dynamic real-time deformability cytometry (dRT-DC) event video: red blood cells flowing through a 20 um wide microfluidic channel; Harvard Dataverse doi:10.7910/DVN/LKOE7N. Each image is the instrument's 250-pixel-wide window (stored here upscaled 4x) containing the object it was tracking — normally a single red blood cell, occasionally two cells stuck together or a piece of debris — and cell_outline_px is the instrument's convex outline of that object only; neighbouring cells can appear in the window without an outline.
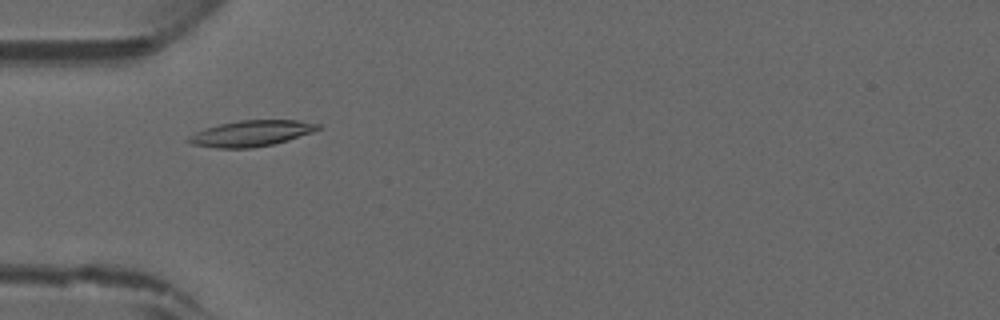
{"species": "common noctule bat (a hibernating species)", "species_latin": "Nyctalus noctula", "temperature_condition": "warm", "stored_images_in_passage": 43, "camera_frame_rate_fps": 3000, "um_per_image_px": 0.085, "animal": {"sex": "male", "forearm_length_mm": 52.5}, "frame": {"image": 1, "passage_image": 12, "time_ms": 3.667, "image_size_px": [1000, 320], "cell_outline_px": [[320, 128], [312, 132], [288, 140], [272, 144], [252, 148], [216, 148], [192, 144], [184, 140], [188, 136], [204, 128], [220, 124], [240, 120], [300, 120], [320, 124]], "centroid_in_image_um": [21.33, 11.34], "position_along_channel_um": 63.7, "area_um2": 19.54}}
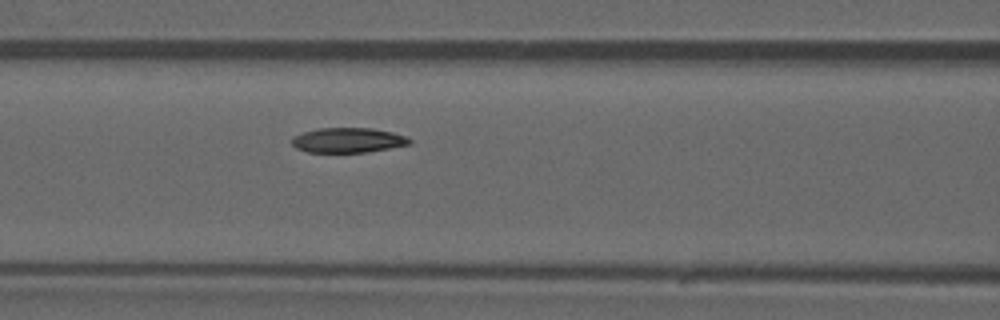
{"frame": {"image": 2, "passage_image": 17, "time_ms": 5.333, "image_size_px": [1000, 320], "cell_outline_px": [[412, 144], [364, 152], [308, 152], [296, 148], [292, 144], [292, 136], [304, 132], [320, 128], [372, 128], [392, 132], [404, 136], [412, 140]], "centroid_in_image_um": [29.57, 11.91], "position_along_channel_um": 137.0, "area_um2": 16.94}}
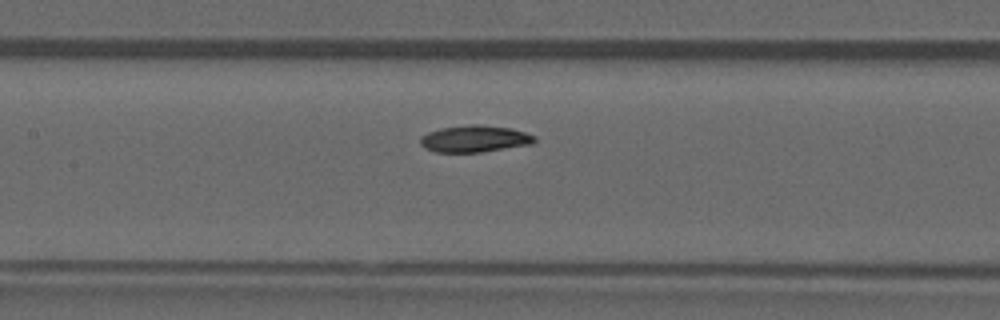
{"frame": {"image": 3, "passage_image": 19, "time_ms": 6.0, "image_size_px": [1000, 320], "cell_outline_px": [[536, 140], [532, 144], [480, 152], [436, 152], [424, 148], [420, 144], [420, 136], [428, 132], [440, 128], [468, 124], [480, 124], [512, 128], [536, 136]], "centroid_in_image_um": [40.33, 11.78], "position_along_channel_um": 167.1, "area_um2": 17.98}}